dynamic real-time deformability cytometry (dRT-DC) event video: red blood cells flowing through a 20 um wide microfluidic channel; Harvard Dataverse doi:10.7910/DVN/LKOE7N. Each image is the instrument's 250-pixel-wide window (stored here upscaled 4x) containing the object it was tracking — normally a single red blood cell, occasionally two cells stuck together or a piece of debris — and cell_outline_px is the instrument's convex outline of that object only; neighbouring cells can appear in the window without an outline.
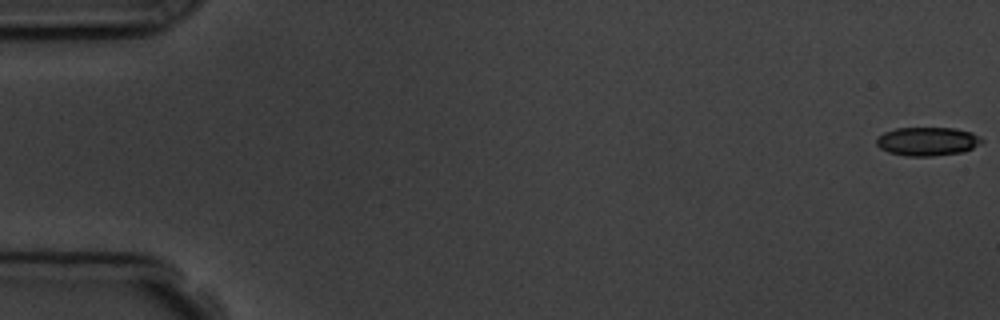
{"species": "common noctule bat (a hibernating species)", "species_latin": "Nyctalus noctula", "temperature_condition": "room temperature", "stored_images_in_passage": 10, "camera_frame_rate_fps": 3000, "um_per_image_px": 0.085, "animal": {"sex": "male", "body_mass_g": 19.5, "forearm_length_mm": 54.6}, "frame": {"image": 1, "passage_image": 1, "time_ms": 0.0, "image_size_px": [1000, 320], "cell_outline_px": [[984, 140], [972, 148], [964, 152], [932, 156], [908, 156], [888, 152], [880, 148], [876, 144], [876, 140], [884, 132], [896, 128], [956, 128], [972, 132], [980, 136]], "centroid_in_image_um": [78.85, 12.01], "position_along_channel_um": 6.2, "area_um2": 17.57}}
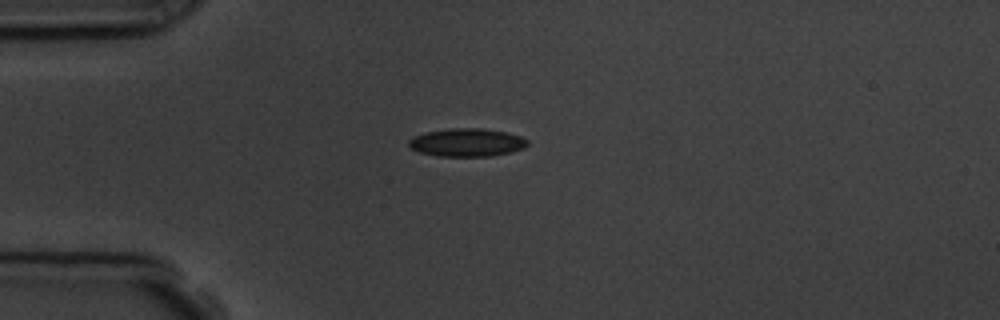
{"frame": {"image": 2, "passage_image": 5, "time_ms": 4.667, "image_size_px": [1000, 320], "cell_outline_px": [[528, 144], [524, 148], [512, 152], [492, 156], [436, 156], [420, 152], [412, 148], [408, 144], [408, 140], [412, 136], [428, 132], [448, 128], [484, 128], [508, 132], [520, 136], [528, 140]], "centroid_in_image_um": [39.71, 12.1], "position_along_channel_um": 45.3, "area_um2": 19.59}}
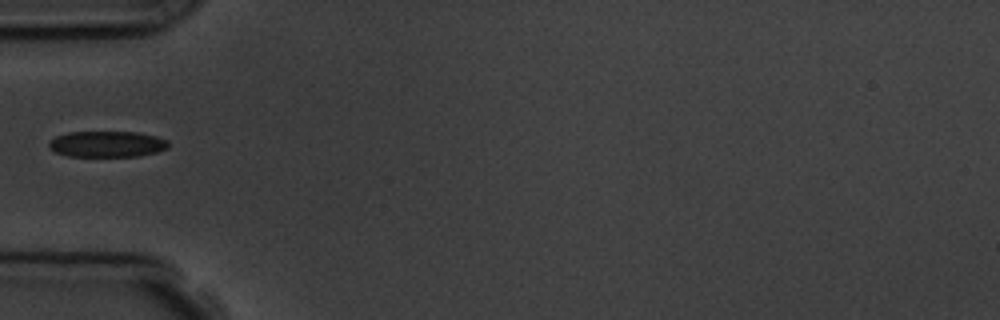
{"frame": {"image": 3, "passage_image": 6, "time_ms": 6.0, "image_size_px": [1000, 320], "cell_outline_px": [[168, 148], [156, 152], [140, 156], [68, 156], [56, 152], [48, 144], [56, 136], [68, 132], [136, 132], [156, 136], [168, 140]], "centroid_in_image_um": [9.13, 12.24], "position_along_channel_um": 75.9, "area_um2": 17.98}}